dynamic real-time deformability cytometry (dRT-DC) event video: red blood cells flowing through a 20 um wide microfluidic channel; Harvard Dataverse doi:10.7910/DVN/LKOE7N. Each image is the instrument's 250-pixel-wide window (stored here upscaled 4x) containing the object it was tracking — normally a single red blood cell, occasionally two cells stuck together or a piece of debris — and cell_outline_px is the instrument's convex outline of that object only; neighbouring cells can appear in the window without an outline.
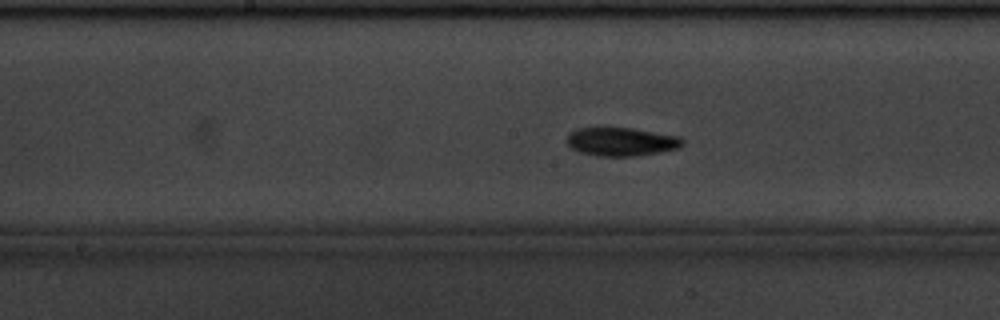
{"species": "common noctule bat (a hibernating species)", "species_latin": "Nyctalus noctula", "temperature_condition": "cold", "stored_images_in_passage": 57, "camera_frame_rate_fps": 3000, "um_per_image_px": 0.085, "animal": {"sex": "male", "body_mass_g": 20.1, "forearm_length_mm": 53.5}, "frame": {"image": 1, "passage_image": 27, "time_ms": 8.667, "image_size_px": [1000, 320], "cell_outline_px": [[684, 144], [680, 148], [660, 152], [636, 156], [596, 156], [580, 152], [572, 148], [564, 140], [572, 132], [580, 128], [632, 128], [680, 136], [684, 140]], "centroid_in_image_um": [52.85, 12.05], "position_along_channel_um": 195.3, "area_um2": 19.25}}
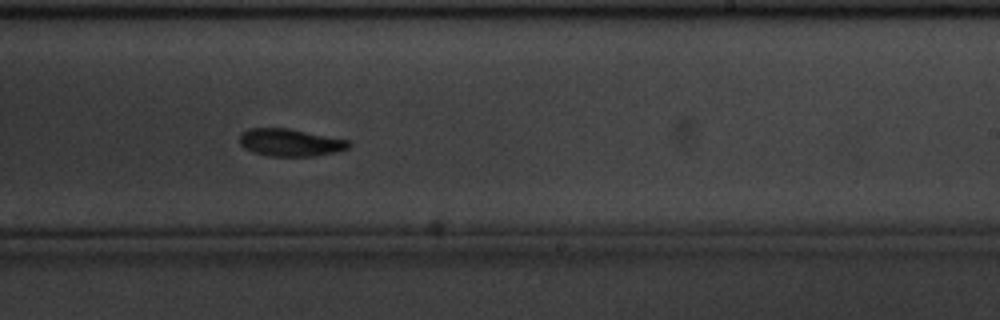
{"frame": {"image": 2, "passage_image": 33, "time_ms": 10.667, "image_size_px": [1000, 320], "cell_outline_px": [[352, 144], [348, 148], [336, 152], [312, 156], [268, 156], [252, 152], [244, 148], [240, 144], [240, 132], [248, 128], [288, 128], [348, 140]], "centroid_in_image_um": [24.63, 12.11], "position_along_channel_um": 264.4, "area_um2": 17.51}}
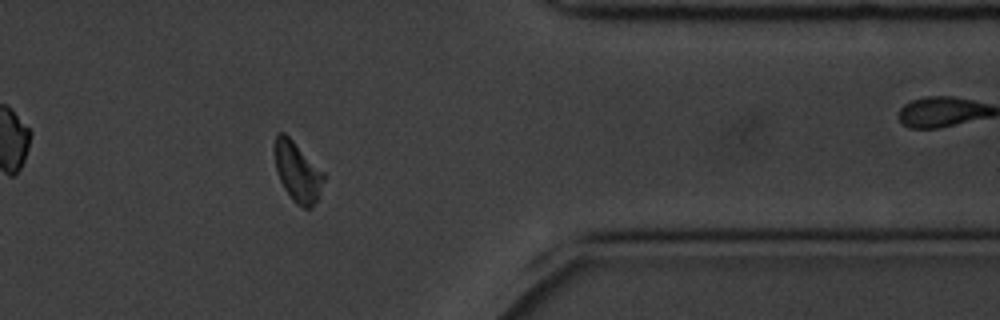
{"frame": {"image": 3, "passage_image": 45, "time_ms": 14.667, "image_size_px": [1000, 320], "cell_outline_px": [[324, 180], [320, 192], [312, 208], [304, 208], [296, 204], [292, 200], [284, 188], [280, 180], [276, 168], [276, 136], [280, 132], [284, 132], [324, 172]], "centroid_in_image_um": [25.31, 14.65], "position_along_channel_um": 386.1, "area_um2": 16.65}, "authors_computed_cell_mechanics": {"area_um2": 17.629, "velocity_mm_per_s": 3.4566, "shape_relaxation_time_tau1_ms": 3.309, "shape_relaxation_time_tau2_ms": null, "deformation_change_tau1": 0.1004, "deformation_change_tau2": null}}